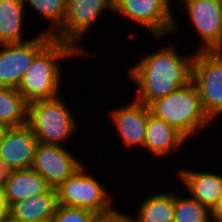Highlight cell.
<instances>
[{
	"instance_id": "obj_3",
	"label": "cell",
	"mask_w": 222,
	"mask_h": 222,
	"mask_svg": "<svg viewBox=\"0 0 222 222\" xmlns=\"http://www.w3.org/2000/svg\"><path fill=\"white\" fill-rule=\"evenodd\" d=\"M150 113L176 128L187 139L207 131L214 123L202 106L197 86L191 81L149 105Z\"/></svg>"
},
{
	"instance_id": "obj_19",
	"label": "cell",
	"mask_w": 222,
	"mask_h": 222,
	"mask_svg": "<svg viewBox=\"0 0 222 222\" xmlns=\"http://www.w3.org/2000/svg\"><path fill=\"white\" fill-rule=\"evenodd\" d=\"M136 206L132 222H174V192L150 194Z\"/></svg>"
},
{
	"instance_id": "obj_14",
	"label": "cell",
	"mask_w": 222,
	"mask_h": 222,
	"mask_svg": "<svg viewBox=\"0 0 222 222\" xmlns=\"http://www.w3.org/2000/svg\"><path fill=\"white\" fill-rule=\"evenodd\" d=\"M178 177L188 195L213 211L222 198V173L215 171L178 170Z\"/></svg>"
},
{
	"instance_id": "obj_10",
	"label": "cell",
	"mask_w": 222,
	"mask_h": 222,
	"mask_svg": "<svg viewBox=\"0 0 222 222\" xmlns=\"http://www.w3.org/2000/svg\"><path fill=\"white\" fill-rule=\"evenodd\" d=\"M187 18L201 37L195 51H222V0H181Z\"/></svg>"
},
{
	"instance_id": "obj_18",
	"label": "cell",
	"mask_w": 222,
	"mask_h": 222,
	"mask_svg": "<svg viewBox=\"0 0 222 222\" xmlns=\"http://www.w3.org/2000/svg\"><path fill=\"white\" fill-rule=\"evenodd\" d=\"M50 187L47 182L33 169L15 170L6 183L4 194L9 205L18 201L46 192Z\"/></svg>"
},
{
	"instance_id": "obj_2",
	"label": "cell",
	"mask_w": 222,
	"mask_h": 222,
	"mask_svg": "<svg viewBox=\"0 0 222 222\" xmlns=\"http://www.w3.org/2000/svg\"><path fill=\"white\" fill-rule=\"evenodd\" d=\"M85 57L73 44L53 39L33 60L17 90L27 103L60 96L63 59Z\"/></svg>"
},
{
	"instance_id": "obj_5",
	"label": "cell",
	"mask_w": 222,
	"mask_h": 222,
	"mask_svg": "<svg viewBox=\"0 0 222 222\" xmlns=\"http://www.w3.org/2000/svg\"><path fill=\"white\" fill-rule=\"evenodd\" d=\"M82 167L57 188L58 204L69 207L87 208L97 214L113 210L114 198L104 184L98 181L88 168ZM110 193V195H109ZM112 196V197H111Z\"/></svg>"
},
{
	"instance_id": "obj_11",
	"label": "cell",
	"mask_w": 222,
	"mask_h": 222,
	"mask_svg": "<svg viewBox=\"0 0 222 222\" xmlns=\"http://www.w3.org/2000/svg\"><path fill=\"white\" fill-rule=\"evenodd\" d=\"M83 164L66 146L38 142L31 169L35 170L50 188L57 190Z\"/></svg>"
},
{
	"instance_id": "obj_29",
	"label": "cell",
	"mask_w": 222,
	"mask_h": 222,
	"mask_svg": "<svg viewBox=\"0 0 222 222\" xmlns=\"http://www.w3.org/2000/svg\"><path fill=\"white\" fill-rule=\"evenodd\" d=\"M7 128L8 127L4 123L0 122V140Z\"/></svg>"
},
{
	"instance_id": "obj_26",
	"label": "cell",
	"mask_w": 222,
	"mask_h": 222,
	"mask_svg": "<svg viewBox=\"0 0 222 222\" xmlns=\"http://www.w3.org/2000/svg\"><path fill=\"white\" fill-rule=\"evenodd\" d=\"M10 217V205L6 200L4 190L0 189V222H6Z\"/></svg>"
},
{
	"instance_id": "obj_4",
	"label": "cell",
	"mask_w": 222,
	"mask_h": 222,
	"mask_svg": "<svg viewBox=\"0 0 222 222\" xmlns=\"http://www.w3.org/2000/svg\"><path fill=\"white\" fill-rule=\"evenodd\" d=\"M76 121L61 95L28 103L26 125L40 143L64 146L79 126Z\"/></svg>"
},
{
	"instance_id": "obj_24",
	"label": "cell",
	"mask_w": 222,
	"mask_h": 222,
	"mask_svg": "<svg viewBox=\"0 0 222 222\" xmlns=\"http://www.w3.org/2000/svg\"><path fill=\"white\" fill-rule=\"evenodd\" d=\"M91 222H132L130 214H125L118 209L96 214Z\"/></svg>"
},
{
	"instance_id": "obj_13",
	"label": "cell",
	"mask_w": 222,
	"mask_h": 222,
	"mask_svg": "<svg viewBox=\"0 0 222 222\" xmlns=\"http://www.w3.org/2000/svg\"><path fill=\"white\" fill-rule=\"evenodd\" d=\"M37 144L27 125L8 127L0 140V157L14 170L31 169Z\"/></svg>"
},
{
	"instance_id": "obj_9",
	"label": "cell",
	"mask_w": 222,
	"mask_h": 222,
	"mask_svg": "<svg viewBox=\"0 0 222 222\" xmlns=\"http://www.w3.org/2000/svg\"><path fill=\"white\" fill-rule=\"evenodd\" d=\"M40 33L22 43L0 44V86L17 89L35 57L54 39Z\"/></svg>"
},
{
	"instance_id": "obj_21",
	"label": "cell",
	"mask_w": 222,
	"mask_h": 222,
	"mask_svg": "<svg viewBox=\"0 0 222 222\" xmlns=\"http://www.w3.org/2000/svg\"><path fill=\"white\" fill-rule=\"evenodd\" d=\"M25 8L27 4L30 5L35 12H38L40 16L44 17L48 21L51 27L43 30L50 36H54L63 26L64 17L66 13V2L67 0H22Z\"/></svg>"
},
{
	"instance_id": "obj_1",
	"label": "cell",
	"mask_w": 222,
	"mask_h": 222,
	"mask_svg": "<svg viewBox=\"0 0 222 222\" xmlns=\"http://www.w3.org/2000/svg\"><path fill=\"white\" fill-rule=\"evenodd\" d=\"M174 44L161 46L142 56L127 73L137 86L135 100L149 106L192 81V64L195 52L184 55Z\"/></svg>"
},
{
	"instance_id": "obj_27",
	"label": "cell",
	"mask_w": 222,
	"mask_h": 222,
	"mask_svg": "<svg viewBox=\"0 0 222 222\" xmlns=\"http://www.w3.org/2000/svg\"><path fill=\"white\" fill-rule=\"evenodd\" d=\"M212 215L218 218H222V198L218 202L217 206L215 209L212 211Z\"/></svg>"
},
{
	"instance_id": "obj_20",
	"label": "cell",
	"mask_w": 222,
	"mask_h": 222,
	"mask_svg": "<svg viewBox=\"0 0 222 222\" xmlns=\"http://www.w3.org/2000/svg\"><path fill=\"white\" fill-rule=\"evenodd\" d=\"M27 106L16 88L0 86V122L7 127L26 125Z\"/></svg>"
},
{
	"instance_id": "obj_15",
	"label": "cell",
	"mask_w": 222,
	"mask_h": 222,
	"mask_svg": "<svg viewBox=\"0 0 222 222\" xmlns=\"http://www.w3.org/2000/svg\"><path fill=\"white\" fill-rule=\"evenodd\" d=\"M188 139L176 128L169 125L163 119L149 113L147 118L146 134L143 150L155 157H167L174 151L184 146Z\"/></svg>"
},
{
	"instance_id": "obj_6",
	"label": "cell",
	"mask_w": 222,
	"mask_h": 222,
	"mask_svg": "<svg viewBox=\"0 0 222 222\" xmlns=\"http://www.w3.org/2000/svg\"><path fill=\"white\" fill-rule=\"evenodd\" d=\"M171 5V0H114V13L133 20L159 40L179 31Z\"/></svg>"
},
{
	"instance_id": "obj_22",
	"label": "cell",
	"mask_w": 222,
	"mask_h": 222,
	"mask_svg": "<svg viewBox=\"0 0 222 222\" xmlns=\"http://www.w3.org/2000/svg\"><path fill=\"white\" fill-rule=\"evenodd\" d=\"M181 194L174 191V222H208L212 211L188 193Z\"/></svg>"
},
{
	"instance_id": "obj_17",
	"label": "cell",
	"mask_w": 222,
	"mask_h": 222,
	"mask_svg": "<svg viewBox=\"0 0 222 222\" xmlns=\"http://www.w3.org/2000/svg\"><path fill=\"white\" fill-rule=\"evenodd\" d=\"M27 9L22 0H0V44L22 43Z\"/></svg>"
},
{
	"instance_id": "obj_28",
	"label": "cell",
	"mask_w": 222,
	"mask_h": 222,
	"mask_svg": "<svg viewBox=\"0 0 222 222\" xmlns=\"http://www.w3.org/2000/svg\"><path fill=\"white\" fill-rule=\"evenodd\" d=\"M6 222H39V221H25V220H20L16 218L9 217Z\"/></svg>"
},
{
	"instance_id": "obj_30",
	"label": "cell",
	"mask_w": 222,
	"mask_h": 222,
	"mask_svg": "<svg viewBox=\"0 0 222 222\" xmlns=\"http://www.w3.org/2000/svg\"><path fill=\"white\" fill-rule=\"evenodd\" d=\"M208 222H222V218L211 216Z\"/></svg>"
},
{
	"instance_id": "obj_12",
	"label": "cell",
	"mask_w": 222,
	"mask_h": 222,
	"mask_svg": "<svg viewBox=\"0 0 222 222\" xmlns=\"http://www.w3.org/2000/svg\"><path fill=\"white\" fill-rule=\"evenodd\" d=\"M126 106L110 109L109 118L113 122L114 129L119 133L122 144L126 148L143 147L147 118L150 113L149 106L135 100Z\"/></svg>"
},
{
	"instance_id": "obj_16",
	"label": "cell",
	"mask_w": 222,
	"mask_h": 222,
	"mask_svg": "<svg viewBox=\"0 0 222 222\" xmlns=\"http://www.w3.org/2000/svg\"><path fill=\"white\" fill-rule=\"evenodd\" d=\"M57 205V190L49 188L46 192L10 205V217L25 221L48 222Z\"/></svg>"
},
{
	"instance_id": "obj_7",
	"label": "cell",
	"mask_w": 222,
	"mask_h": 222,
	"mask_svg": "<svg viewBox=\"0 0 222 222\" xmlns=\"http://www.w3.org/2000/svg\"><path fill=\"white\" fill-rule=\"evenodd\" d=\"M192 82L205 112L213 121L218 119L222 115V51H195Z\"/></svg>"
},
{
	"instance_id": "obj_23",
	"label": "cell",
	"mask_w": 222,
	"mask_h": 222,
	"mask_svg": "<svg viewBox=\"0 0 222 222\" xmlns=\"http://www.w3.org/2000/svg\"><path fill=\"white\" fill-rule=\"evenodd\" d=\"M97 213L87 208L57 205L48 222H91Z\"/></svg>"
},
{
	"instance_id": "obj_25",
	"label": "cell",
	"mask_w": 222,
	"mask_h": 222,
	"mask_svg": "<svg viewBox=\"0 0 222 222\" xmlns=\"http://www.w3.org/2000/svg\"><path fill=\"white\" fill-rule=\"evenodd\" d=\"M15 170L6 164L0 157V189H4L6 183L13 176Z\"/></svg>"
},
{
	"instance_id": "obj_8",
	"label": "cell",
	"mask_w": 222,
	"mask_h": 222,
	"mask_svg": "<svg viewBox=\"0 0 222 222\" xmlns=\"http://www.w3.org/2000/svg\"><path fill=\"white\" fill-rule=\"evenodd\" d=\"M107 10L111 14L114 12V0H67L63 26L54 39L71 43L85 56H91L81 43L82 39Z\"/></svg>"
}]
</instances>
